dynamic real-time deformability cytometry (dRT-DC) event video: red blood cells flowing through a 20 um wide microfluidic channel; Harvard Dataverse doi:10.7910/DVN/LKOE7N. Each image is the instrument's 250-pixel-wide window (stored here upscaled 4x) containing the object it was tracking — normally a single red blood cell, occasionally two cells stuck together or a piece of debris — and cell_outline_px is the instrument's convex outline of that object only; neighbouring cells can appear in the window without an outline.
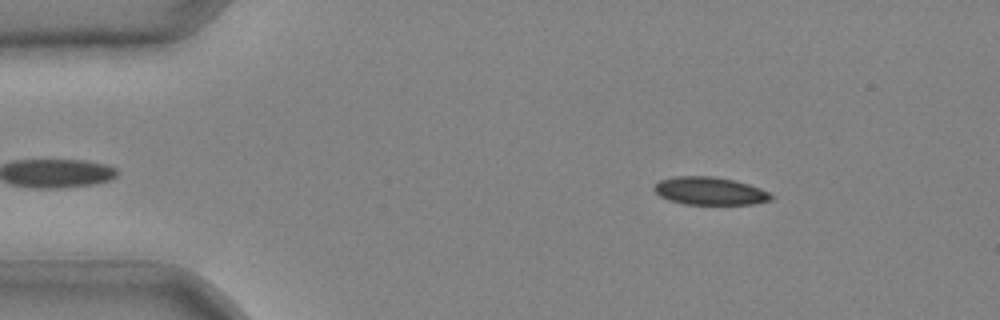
{"species": "common noctule bat (a hibernating species)", "species_latin": "Nyctalus noctula", "temperature_condition": "cold", "stored_images_in_passage": 28, "camera_frame_rate_fps": 3000, "um_per_image_px": 0.085, "animal": {"sex": "male", "body_mass_g": 20.4}, "frame": {"image": 1, "passage_image": 1, "time_ms": 0.0, "image_size_px": [1000, 320], "cell_outline_px": [[772, 200], [752, 204], [684, 204], [668, 200], [660, 196], [652, 188], [660, 180], [676, 176], [712, 176], [732, 180], [748, 184], [760, 188], [768, 192], [772, 196]], "centroid_in_image_um": [60.31, 16.23], "position_along_channel_um": 24.7, "area_um2": 18.84}}
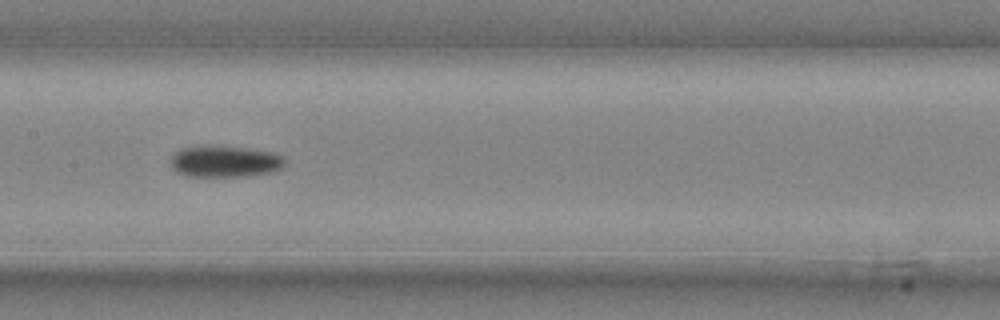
{"frame": {"image": 2, "passage_image": 16, "time_ms": 5.0, "image_size_px": [1000, 320], "cell_outline_px": [[284, 164], [280, 168], [272, 172], [248, 176], [188, 176], [176, 172], [172, 168], [172, 156], [176, 152], [184, 148], [244, 148], [276, 152], [284, 156]], "centroid_in_image_um": [19.18, 13.76], "position_along_channel_um": 188.2, "area_um2": 20.23}}
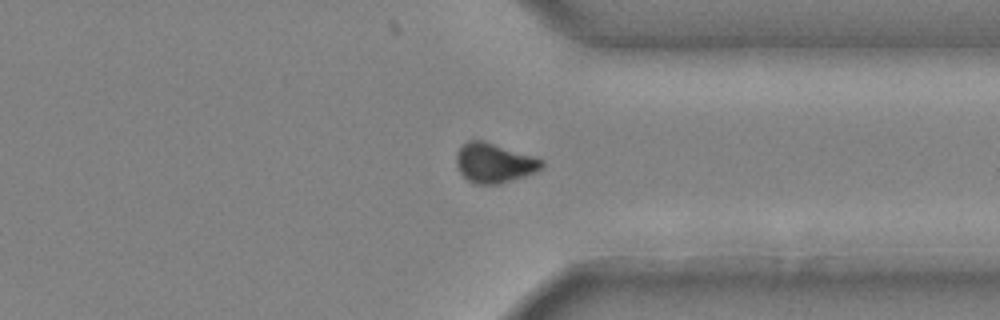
{"frame": {"image": 3, "passage_image": 28, "time_ms": 9.0, "image_size_px": [1000, 320], "cell_outline_px": [[544, 164], [536, 172], [524, 176], [496, 184], [476, 184], [468, 180], [460, 172], [456, 164], [456, 152], [468, 140], [484, 140], [544, 160]], "centroid_in_image_um": [41.98, 13.84], "position_along_channel_um": 369.4, "area_um2": 19.48}}